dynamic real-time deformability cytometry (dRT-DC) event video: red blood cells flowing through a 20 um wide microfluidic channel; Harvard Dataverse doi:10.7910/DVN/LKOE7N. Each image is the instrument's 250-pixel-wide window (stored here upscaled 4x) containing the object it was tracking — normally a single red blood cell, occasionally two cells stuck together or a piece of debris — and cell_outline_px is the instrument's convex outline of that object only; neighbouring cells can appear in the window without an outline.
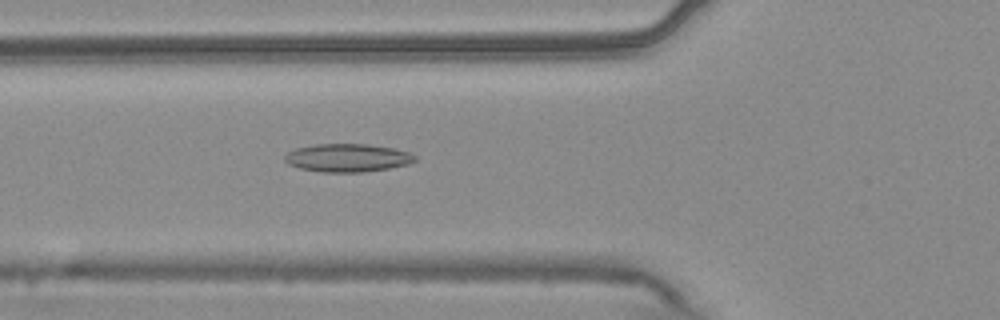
{"species": "common noctule bat (a hibernating species)", "species_latin": "Nyctalus noctula", "temperature_condition": "warm", "stored_images_in_passage": 50, "camera_frame_rate_fps": 3000, "um_per_image_px": 0.085, "animal": {"sex": "male", "body_mass_g": 20.4}, "frame": {"image": 1, "passage_image": 20, "time_ms": 6.333, "image_size_px": [1000, 320], "cell_outline_px": [[416, 160], [408, 164], [388, 168], [364, 172], [320, 172], [300, 168], [288, 164], [284, 160], [284, 156], [288, 152], [296, 148], [312, 144], [368, 144], [392, 148], [408, 152], [416, 156]], "centroid_in_image_um": [29.51, 13.41], "position_along_channel_um": 96.3, "area_um2": 21.33}}
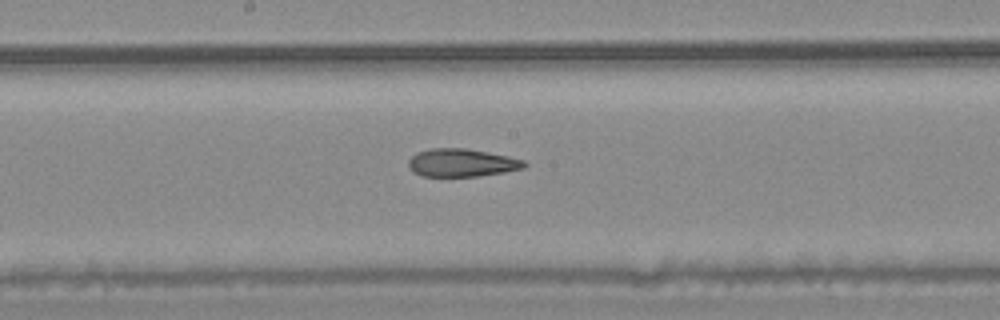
{"frame": {"image": 2, "passage_image": 29, "time_ms": 9.333, "image_size_px": [1000, 320], "cell_outline_px": [[528, 164], [524, 168], [504, 172], [480, 176], [420, 176], [412, 172], [408, 168], [408, 160], [416, 152], [432, 148], [464, 148], [488, 152], [508, 156], [524, 160]], "centroid_in_image_um": [39.22, 13.84], "position_along_channel_um": 209.0, "area_um2": 19.02}}
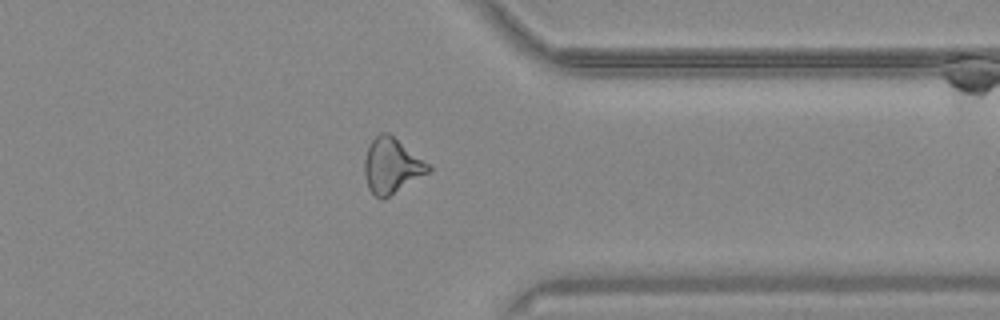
{"frame": {"image": 3, "passage_image": 43, "time_ms": 14.0, "image_size_px": [1000, 320], "cell_outline_px": [[432, 168], [428, 172], [384, 200], [380, 200], [368, 188], [364, 172], [364, 160], [368, 148], [372, 140], [380, 132], [388, 132], [432, 164]], "centroid_in_image_um": [33.31, 14.09], "position_along_channel_um": 378.1, "area_um2": 20.69}}